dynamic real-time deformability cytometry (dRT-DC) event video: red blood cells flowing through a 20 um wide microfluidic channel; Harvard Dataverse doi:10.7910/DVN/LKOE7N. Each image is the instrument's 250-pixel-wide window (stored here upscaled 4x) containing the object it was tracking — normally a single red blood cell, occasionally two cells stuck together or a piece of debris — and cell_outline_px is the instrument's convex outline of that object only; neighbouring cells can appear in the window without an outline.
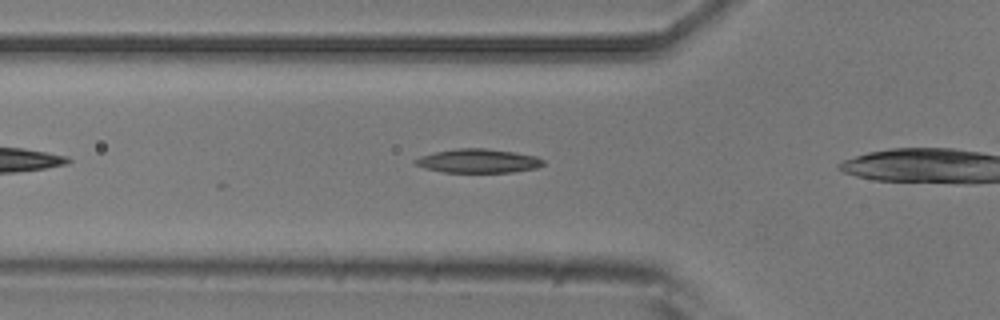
{"species": "common noctule bat (a hibernating species)", "species_latin": "Nyctalus noctula", "temperature_condition": "room temperature", "stored_images_in_passage": 5, "camera_frame_rate_fps": 3000, "um_per_image_px": 0.085, "animal": {"sex": "male", "body_mass_g": 20.5, "forearm_length_mm": 52.5}, "frame": {"image": 1, "passage_image": 3, "time_ms": 0.667, "image_size_px": [1000, 320], "cell_outline_px": [[544, 164], [536, 168], [512, 172], [444, 172], [424, 168], [416, 164], [412, 160], [420, 156], [436, 152], [456, 148], [484, 148], [516, 152], [536, 156], [544, 160]], "centroid_in_image_um": [40.65, 13.67], "position_along_channel_um": 85.2, "area_um2": 17.8}}